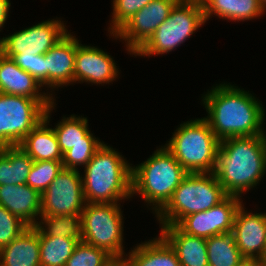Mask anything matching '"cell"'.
<instances>
[{
	"label": "cell",
	"instance_id": "obj_32",
	"mask_svg": "<svg viewBox=\"0 0 266 266\" xmlns=\"http://www.w3.org/2000/svg\"><path fill=\"white\" fill-rule=\"evenodd\" d=\"M29 226L0 205V250L16 239Z\"/></svg>",
	"mask_w": 266,
	"mask_h": 266
},
{
	"label": "cell",
	"instance_id": "obj_16",
	"mask_svg": "<svg viewBox=\"0 0 266 266\" xmlns=\"http://www.w3.org/2000/svg\"><path fill=\"white\" fill-rule=\"evenodd\" d=\"M41 87L43 86L31 74L0 52V93L37 99L48 108L54 104V97L48 92H39Z\"/></svg>",
	"mask_w": 266,
	"mask_h": 266
},
{
	"label": "cell",
	"instance_id": "obj_37",
	"mask_svg": "<svg viewBox=\"0 0 266 266\" xmlns=\"http://www.w3.org/2000/svg\"><path fill=\"white\" fill-rule=\"evenodd\" d=\"M237 266H266L259 258H244Z\"/></svg>",
	"mask_w": 266,
	"mask_h": 266
},
{
	"label": "cell",
	"instance_id": "obj_3",
	"mask_svg": "<svg viewBox=\"0 0 266 266\" xmlns=\"http://www.w3.org/2000/svg\"><path fill=\"white\" fill-rule=\"evenodd\" d=\"M84 173L81 178L86 203H118L132 197V166L109 145L103 143Z\"/></svg>",
	"mask_w": 266,
	"mask_h": 266
},
{
	"label": "cell",
	"instance_id": "obj_25",
	"mask_svg": "<svg viewBox=\"0 0 266 266\" xmlns=\"http://www.w3.org/2000/svg\"><path fill=\"white\" fill-rule=\"evenodd\" d=\"M87 117L71 115L65 117L53 128L62 154L78 144H103L88 130Z\"/></svg>",
	"mask_w": 266,
	"mask_h": 266
},
{
	"label": "cell",
	"instance_id": "obj_24",
	"mask_svg": "<svg viewBox=\"0 0 266 266\" xmlns=\"http://www.w3.org/2000/svg\"><path fill=\"white\" fill-rule=\"evenodd\" d=\"M33 162L18 145L0 147V186L26 184Z\"/></svg>",
	"mask_w": 266,
	"mask_h": 266
},
{
	"label": "cell",
	"instance_id": "obj_6",
	"mask_svg": "<svg viewBox=\"0 0 266 266\" xmlns=\"http://www.w3.org/2000/svg\"><path fill=\"white\" fill-rule=\"evenodd\" d=\"M227 196L213 173H188L156 217L162 226L176 225L183 217L207 211Z\"/></svg>",
	"mask_w": 266,
	"mask_h": 266
},
{
	"label": "cell",
	"instance_id": "obj_36",
	"mask_svg": "<svg viewBox=\"0 0 266 266\" xmlns=\"http://www.w3.org/2000/svg\"><path fill=\"white\" fill-rule=\"evenodd\" d=\"M106 266H132L129 259L125 256L123 257H113Z\"/></svg>",
	"mask_w": 266,
	"mask_h": 266
},
{
	"label": "cell",
	"instance_id": "obj_8",
	"mask_svg": "<svg viewBox=\"0 0 266 266\" xmlns=\"http://www.w3.org/2000/svg\"><path fill=\"white\" fill-rule=\"evenodd\" d=\"M82 241L123 257V216L120 203H86L81 213Z\"/></svg>",
	"mask_w": 266,
	"mask_h": 266
},
{
	"label": "cell",
	"instance_id": "obj_5",
	"mask_svg": "<svg viewBox=\"0 0 266 266\" xmlns=\"http://www.w3.org/2000/svg\"><path fill=\"white\" fill-rule=\"evenodd\" d=\"M220 140L204 119L181 123L165 147L188 173H213Z\"/></svg>",
	"mask_w": 266,
	"mask_h": 266
},
{
	"label": "cell",
	"instance_id": "obj_26",
	"mask_svg": "<svg viewBox=\"0 0 266 266\" xmlns=\"http://www.w3.org/2000/svg\"><path fill=\"white\" fill-rule=\"evenodd\" d=\"M40 217L41 221H38L34 226L39 236H60L77 239L79 242L82 241L81 214Z\"/></svg>",
	"mask_w": 266,
	"mask_h": 266
},
{
	"label": "cell",
	"instance_id": "obj_4",
	"mask_svg": "<svg viewBox=\"0 0 266 266\" xmlns=\"http://www.w3.org/2000/svg\"><path fill=\"white\" fill-rule=\"evenodd\" d=\"M187 175L173 154L161 146L146 161L132 167V196L139 193L157 215Z\"/></svg>",
	"mask_w": 266,
	"mask_h": 266
},
{
	"label": "cell",
	"instance_id": "obj_20",
	"mask_svg": "<svg viewBox=\"0 0 266 266\" xmlns=\"http://www.w3.org/2000/svg\"><path fill=\"white\" fill-rule=\"evenodd\" d=\"M160 235L175 250L180 266H209L206 238L188 235L176 225L161 226Z\"/></svg>",
	"mask_w": 266,
	"mask_h": 266
},
{
	"label": "cell",
	"instance_id": "obj_22",
	"mask_svg": "<svg viewBox=\"0 0 266 266\" xmlns=\"http://www.w3.org/2000/svg\"><path fill=\"white\" fill-rule=\"evenodd\" d=\"M205 21L213 14L233 21L251 20L264 14L260 0H200Z\"/></svg>",
	"mask_w": 266,
	"mask_h": 266
},
{
	"label": "cell",
	"instance_id": "obj_33",
	"mask_svg": "<svg viewBox=\"0 0 266 266\" xmlns=\"http://www.w3.org/2000/svg\"><path fill=\"white\" fill-rule=\"evenodd\" d=\"M103 144H78L63 154L62 165L66 169H76L79 166H86L96 151Z\"/></svg>",
	"mask_w": 266,
	"mask_h": 266
},
{
	"label": "cell",
	"instance_id": "obj_13",
	"mask_svg": "<svg viewBox=\"0 0 266 266\" xmlns=\"http://www.w3.org/2000/svg\"><path fill=\"white\" fill-rule=\"evenodd\" d=\"M240 200L237 196H227L207 211L183 217L176 226L188 235L206 239L214 235L231 233L235 214L242 203Z\"/></svg>",
	"mask_w": 266,
	"mask_h": 266
},
{
	"label": "cell",
	"instance_id": "obj_35",
	"mask_svg": "<svg viewBox=\"0 0 266 266\" xmlns=\"http://www.w3.org/2000/svg\"><path fill=\"white\" fill-rule=\"evenodd\" d=\"M10 1L9 0H0V31L2 30L7 18L8 12L10 10Z\"/></svg>",
	"mask_w": 266,
	"mask_h": 266
},
{
	"label": "cell",
	"instance_id": "obj_7",
	"mask_svg": "<svg viewBox=\"0 0 266 266\" xmlns=\"http://www.w3.org/2000/svg\"><path fill=\"white\" fill-rule=\"evenodd\" d=\"M206 23L200 0H179L167 17L135 56L161 55L171 52L188 40Z\"/></svg>",
	"mask_w": 266,
	"mask_h": 266
},
{
	"label": "cell",
	"instance_id": "obj_39",
	"mask_svg": "<svg viewBox=\"0 0 266 266\" xmlns=\"http://www.w3.org/2000/svg\"><path fill=\"white\" fill-rule=\"evenodd\" d=\"M261 6L266 10V0H260Z\"/></svg>",
	"mask_w": 266,
	"mask_h": 266
},
{
	"label": "cell",
	"instance_id": "obj_28",
	"mask_svg": "<svg viewBox=\"0 0 266 266\" xmlns=\"http://www.w3.org/2000/svg\"><path fill=\"white\" fill-rule=\"evenodd\" d=\"M40 266H65L73 253L77 239L60 236H39Z\"/></svg>",
	"mask_w": 266,
	"mask_h": 266
},
{
	"label": "cell",
	"instance_id": "obj_12",
	"mask_svg": "<svg viewBox=\"0 0 266 266\" xmlns=\"http://www.w3.org/2000/svg\"><path fill=\"white\" fill-rule=\"evenodd\" d=\"M178 1L152 0L111 35L115 39L124 40L128 52L135 54L153 35L158 26L166 21L171 9Z\"/></svg>",
	"mask_w": 266,
	"mask_h": 266
},
{
	"label": "cell",
	"instance_id": "obj_17",
	"mask_svg": "<svg viewBox=\"0 0 266 266\" xmlns=\"http://www.w3.org/2000/svg\"><path fill=\"white\" fill-rule=\"evenodd\" d=\"M76 37L67 32L45 54V86L62 87L74 83Z\"/></svg>",
	"mask_w": 266,
	"mask_h": 266
},
{
	"label": "cell",
	"instance_id": "obj_34",
	"mask_svg": "<svg viewBox=\"0 0 266 266\" xmlns=\"http://www.w3.org/2000/svg\"><path fill=\"white\" fill-rule=\"evenodd\" d=\"M15 63L24 71L31 74L42 86L45 85V54L32 55L22 52L12 57Z\"/></svg>",
	"mask_w": 266,
	"mask_h": 266
},
{
	"label": "cell",
	"instance_id": "obj_14",
	"mask_svg": "<svg viewBox=\"0 0 266 266\" xmlns=\"http://www.w3.org/2000/svg\"><path fill=\"white\" fill-rule=\"evenodd\" d=\"M119 70L113 58L94 46L82 45L76 38L74 82L94 84L116 80Z\"/></svg>",
	"mask_w": 266,
	"mask_h": 266
},
{
	"label": "cell",
	"instance_id": "obj_31",
	"mask_svg": "<svg viewBox=\"0 0 266 266\" xmlns=\"http://www.w3.org/2000/svg\"><path fill=\"white\" fill-rule=\"evenodd\" d=\"M152 0H113V13L109 27L111 33H115L134 14L144 8Z\"/></svg>",
	"mask_w": 266,
	"mask_h": 266
},
{
	"label": "cell",
	"instance_id": "obj_15",
	"mask_svg": "<svg viewBox=\"0 0 266 266\" xmlns=\"http://www.w3.org/2000/svg\"><path fill=\"white\" fill-rule=\"evenodd\" d=\"M231 233L244 258L262 260L266 236V213H248L241 203L235 214Z\"/></svg>",
	"mask_w": 266,
	"mask_h": 266
},
{
	"label": "cell",
	"instance_id": "obj_21",
	"mask_svg": "<svg viewBox=\"0 0 266 266\" xmlns=\"http://www.w3.org/2000/svg\"><path fill=\"white\" fill-rule=\"evenodd\" d=\"M0 266H40L39 233L34 226L0 250Z\"/></svg>",
	"mask_w": 266,
	"mask_h": 266
},
{
	"label": "cell",
	"instance_id": "obj_10",
	"mask_svg": "<svg viewBox=\"0 0 266 266\" xmlns=\"http://www.w3.org/2000/svg\"><path fill=\"white\" fill-rule=\"evenodd\" d=\"M79 170L63 168L41 194V216L81 214L85 207Z\"/></svg>",
	"mask_w": 266,
	"mask_h": 266
},
{
	"label": "cell",
	"instance_id": "obj_23",
	"mask_svg": "<svg viewBox=\"0 0 266 266\" xmlns=\"http://www.w3.org/2000/svg\"><path fill=\"white\" fill-rule=\"evenodd\" d=\"M126 256L132 266H180L175 250L161 235L138 244Z\"/></svg>",
	"mask_w": 266,
	"mask_h": 266
},
{
	"label": "cell",
	"instance_id": "obj_18",
	"mask_svg": "<svg viewBox=\"0 0 266 266\" xmlns=\"http://www.w3.org/2000/svg\"><path fill=\"white\" fill-rule=\"evenodd\" d=\"M41 201L42 195L27 184L0 186V205L28 226L37 224L41 216Z\"/></svg>",
	"mask_w": 266,
	"mask_h": 266
},
{
	"label": "cell",
	"instance_id": "obj_30",
	"mask_svg": "<svg viewBox=\"0 0 266 266\" xmlns=\"http://www.w3.org/2000/svg\"><path fill=\"white\" fill-rule=\"evenodd\" d=\"M113 257L105 250L79 242L65 266H106Z\"/></svg>",
	"mask_w": 266,
	"mask_h": 266
},
{
	"label": "cell",
	"instance_id": "obj_38",
	"mask_svg": "<svg viewBox=\"0 0 266 266\" xmlns=\"http://www.w3.org/2000/svg\"><path fill=\"white\" fill-rule=\"evenodd\" d=\"M262 261L266 264V236H265L264 254L262 256Z\"/></svg>",
	"mask_w": 266,
	"mask_h": 266
},
{
	"label": "cell",
	"instance_id": "obj_19",
	"mask_svg": "<svg viewBox=\"0 0 266 266\" xmlns=\"http://www.w3.org/2000/svg\"><path fill=\"white\" fill-rule=\"evenodd\" d=\"M54 107L55 103L47 108L44 119L18 145L34 161L63 160L57 136L53 128L48 127Z\"/></svg>",
	"mask_w": 266,
	"mask_h": 266
},
{
	"label": "cell",
	"instance_id": "obj_27",
	"mask_svg": "<svg viewBox=\"0 0 266 266\" xmlns=\"http://www.w3.org/2000/svg\"><path fill=\"white\" fill-rule=\"evenodd\" d=\"M206 244L209 266H237L244 259L232 233L214 235Z\"/></svg>",
	"mask_w": 266,
	"mask_h": 266
},
{
	"label": "cell",
	"instance_id": "obj_11",
	"mask_svg": "<svg viewBox=\"0 0 266 266\" xmlns=\"http://www.w3.org/2000/svg\"><path fill=\"white\" fill-rule=\"evenodd\" d=\"M67 32L61 20H46L0 38V52L10 58L22 52L46 54Z\"/></svg>",
	"mask_w": 266,
	"mask_h": 266
},
{
	"label": "cell",
	"instance_id": "obj_9",
	"mask_svg": "<svg viewBox=\"0 0 266 266\" xmlns=\"http://www.w3.org/2000/svg\"><path fill=\"white\" fill-rule=\"evenodd\" d=\"M46 110L37 99L0 93V147L19 145L44 119Z\"/></svg>",
	"mask_w": 266,
	"mask_h": 266
},
{
	"label": "cell",
	"instance_id": "obj_1",
	"mask_svg": "<svg viewBox=\"0 0 266 266\" xmlns=\"http://www.w3.org/2000/svg\"><path fill=\"white\" fill-rule=\"evenodd\" d=\"M203 96L208 112L204 119L219 140L266 133L262 126L265 109L249 91L221 83Z\"/></svg>",
	"mask_w": 266,
	"mask_h": 266
},
{
	"label": "cell",
	"instance_id": "obj_29",
	"mask_svg": "<svg viewBox=\"0 0 266 266\" xmlns=\"http://www.w3.org/2000/svg\"><path fill=\"white\" fill-rule=\"evenodd\" d=\"M62 169V161H34L26 184L42 194Z\"/></svg>",
	"mask_w": 266,
	"mask_h": 266
},
{
	"label": "cell",
	"instance_id": "obj_2",
	"mask_svg": "<svg viewBox=\"0 0 266 266\" xmlns=\"http://www.w3.org/2000/svg\"><path fill=\"white\" fill-rule=\"evenodd\" d=\"M266 171V134L220 140L213 174L228 196L255 187Z\"/></svg>",
	"mask_w": 266,
	"mask_h": 266
}]
</instances>
